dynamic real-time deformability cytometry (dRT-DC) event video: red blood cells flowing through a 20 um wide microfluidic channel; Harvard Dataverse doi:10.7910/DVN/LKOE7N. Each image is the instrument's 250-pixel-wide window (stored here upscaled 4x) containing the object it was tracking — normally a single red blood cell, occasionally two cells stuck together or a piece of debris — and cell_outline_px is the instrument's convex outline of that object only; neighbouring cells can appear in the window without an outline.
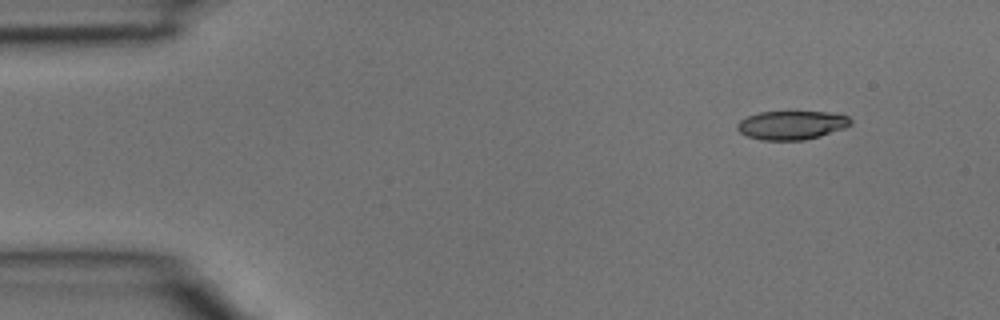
{"species": "common noctule bat (a hibernating species)", "species_latin": "Nyctalus noctula", "temperature_condition": "room temperature", "stored_images_in_passage": 3, "camera_frame_rate_fps": 3000, "um_per_image_px": 0.085, "animal": {"sex": "male", "body_mass_g": 15.6}, "frame": {"image": 1, "passage_image": 1, "time_ms": 0.0, "image_size_px": [1000, 320], "cell_outline_px": [[852, 124], [844, 128], [820, 136], [804, 140], [760, 140], [748, 136], [740, 132], [736, 128], [736, 124], [740, 120], [748, 116], [760, 112], [828, 112], [848, 116], [852, 120]], "centroid_in_image_um": [67.29, 10.64], "position_along_channel_um": 17.7, "area_um2": 18.96}}